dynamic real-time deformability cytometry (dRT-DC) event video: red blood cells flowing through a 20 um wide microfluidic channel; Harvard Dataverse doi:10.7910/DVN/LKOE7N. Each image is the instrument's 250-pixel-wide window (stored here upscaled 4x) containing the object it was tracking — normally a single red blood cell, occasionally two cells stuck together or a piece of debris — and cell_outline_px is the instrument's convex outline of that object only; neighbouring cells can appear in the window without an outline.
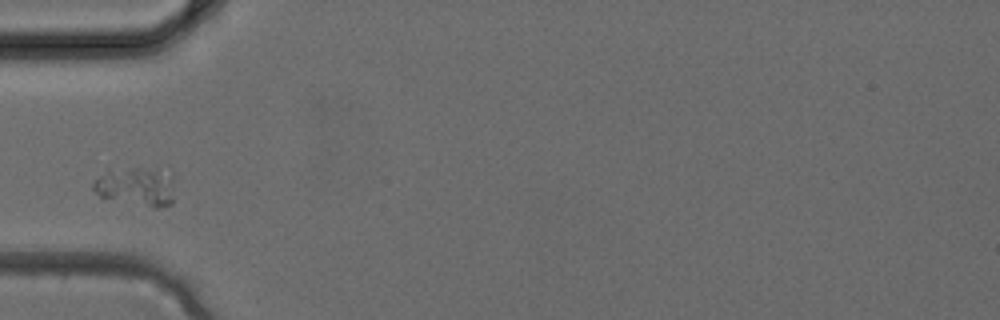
{"species": "common noctule bat (a hibernating species)", "species_latin": "Nyctalus noctula", "temperature_condition": "cold", "stored_images_in_passage": 1, "camera_frame_rate_fps": 3000, "um_per_image_px": 0.085, "animal": {"sex": "female", "body_mass_g": 24.6, "forearm_length_mm": 56.2}, "frame": {"image": 1, "passage_image": 1, "time_ms": 0.0, "image_size_px": [1000, 320], "cell_outline_px": [[172, 204], [156, 208], [152, 208], [100, 196], [92, 188], [92, 184], [108, 168], [156, 168], [172, 176]], "centroid_in_image_um": [11.57, 15.84], "position_along_channel_um": 73.4, "area_um2": 18.32}}